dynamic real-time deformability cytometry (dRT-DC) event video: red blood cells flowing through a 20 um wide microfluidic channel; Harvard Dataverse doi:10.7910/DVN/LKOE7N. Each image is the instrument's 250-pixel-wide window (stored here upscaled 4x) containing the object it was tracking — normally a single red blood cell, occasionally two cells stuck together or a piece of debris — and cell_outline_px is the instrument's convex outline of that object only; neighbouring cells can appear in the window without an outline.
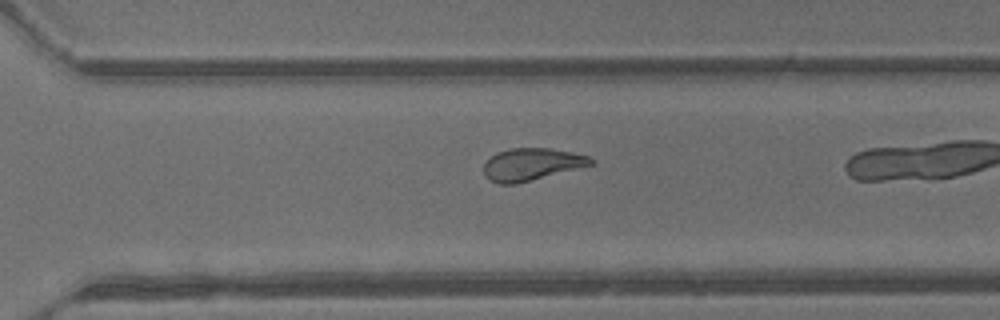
{"species": "common noctule bat (a hibernating species)", "species_latin": "Nyctalus noctula", "temperature_condition": "warm", "stored_images_in_passage": 25, "camera_frame_rate_fps": 3000, "um_per_image_px": 0.085, "animal": {"sex": "male", "body_mass_g": 13.3}, "frame": {"image": 1, "passage_image": 22, "time_ms": 7.0, "image_size_px": [1000, 320], "cell_outline_px": [[596, 160], [592, 164], [516, 184], [500, 184], [484, 176], [484, 164], [496, 152], [512, 148], [548, 148], [572, 152], [588, 156]], "centroid_in_image_um": [45.17, 13.96], "position_along_channel_um": 325.4, "area_um2": 19.83}}